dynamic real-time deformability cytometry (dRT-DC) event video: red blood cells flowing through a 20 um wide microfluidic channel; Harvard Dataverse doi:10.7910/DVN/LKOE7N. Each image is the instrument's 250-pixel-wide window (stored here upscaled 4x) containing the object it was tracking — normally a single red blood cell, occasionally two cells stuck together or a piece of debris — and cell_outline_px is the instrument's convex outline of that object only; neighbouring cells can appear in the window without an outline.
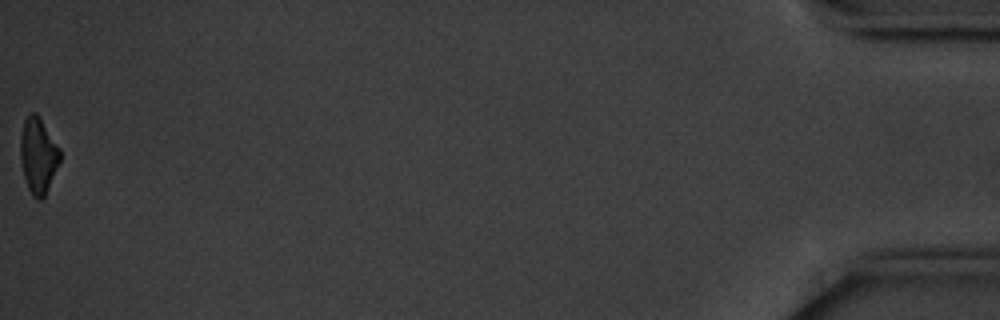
{"species": "common noctule bat (a hibernating species)", "species_latin": "Nyctalus noctula", "temperature_condition": "cold", "stored_images_in_passage": 56, "camera_frame_rate_fps": 3000, "um_per_image_px": 0.085, "animal": {"sex": "male", "body_mass_g": 20.1, "forearm_length_mm": 53.5}, "frame": {"image": 1, "passage_image": 56, "time_ms": 18.333, "image_size_px": [1000, 320], "cell_outline_px": [[60, 160], [44, 196], [40, 200], [36, 200], [32, 196], [28, 188], [24, 176], [20, 160], [20, 136], [24, 120], [28, 112], [36, 112], [60, 148]], "centroid_in_image_um": [3.22, 13.19], "position_along_channel_um": 432.0, "area_um2": 17.4}, "authors_computed_cell_mechanics": {"area_um2": 19.5364, "velocity_mm_per_s": 3.5414, "shape_relaxation_time_tau1_ms": 2.2559, "shape_relaxation_time_tau2_ms": null, "deformation_change_tau1": 0.115, "deformation_change_tau2": null}}